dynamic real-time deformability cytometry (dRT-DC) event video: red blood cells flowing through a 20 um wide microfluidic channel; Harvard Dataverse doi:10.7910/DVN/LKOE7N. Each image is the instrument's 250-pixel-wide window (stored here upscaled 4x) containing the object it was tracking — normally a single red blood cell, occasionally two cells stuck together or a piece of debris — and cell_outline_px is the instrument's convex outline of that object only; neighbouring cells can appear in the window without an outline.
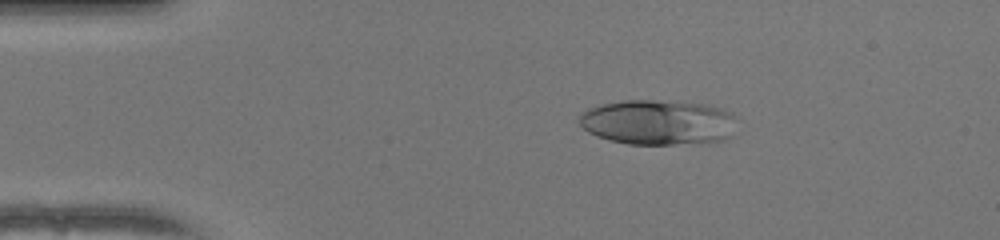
{"species": "human", "species_latin": "Homo sapiens", "temperature_condition": "warm", "stored_images_in_passage": 50, "camera_frame_rate_fps": 3000, "um_per_image_px": 0.085, "donor": {"sex": "female"}, "frame": {"image": 1, "passage_image": 9, "time_ms": 2.667, "image_size_px": [1000, 240], "cell_outline_px": [[732, 136], [724, 140], [672, 144], [628, 144], [608, 140], [596, 136], [588, 132], [580, 124], [580, 116], [588, 108], [600, 104], [624, 100], [652, 100], [708, 104], [732, 112]], "centroid_in_image_um": [55.89, 10.39], "position_along_channel_um": 29.1, "area_um2": 41.15}}
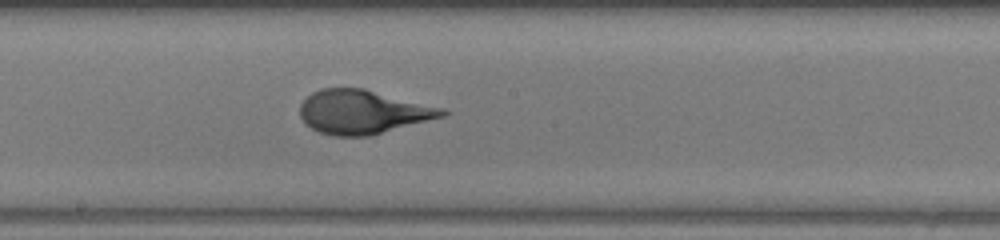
{"frame": {"image": 2, "passage_image": 27, "time_ms": 8.667, "image_size_px": [1000, 240], "cell_outline_px": [[448, 112], [444, 116], [368, 136], [332, 136], [320, 132], [304, 124], [300, 116], [300, 104], [312, 92], [320, 88], [364, 88], [444, 108]], "centroid_in_image_um": [30.81, 9.51], "position_along_channel_um": 217.4, "area_um2": 36.24}}
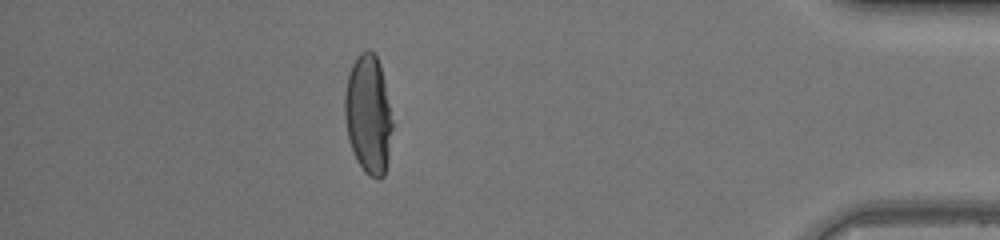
{"frame": {"image": 3, "passage_image": 44, "time_ms": 14.333, "image_size_px": [1000, 240], "cell_outline_px": [[392, 128], [388, 160], [384, 176], [380, 180], [376, 180], [368, 176], [364, 172], [356, 160], [348, 136], [344, 116], [344, 96], [348, 72], [356, 56], [360, 52], [368, 48], [376, 56], [380, 64], [384, 80], [392, 120]], "centroid_in_image_um": [31.3, 9.74], "position_along_channel_um": 403.9, "area_um2": 33.29}, "authors_computed_cell_mechanics": {"area_um2": 36.7897, "velocity_mm_per_s": 4.1197, "shape_relaxation_time_tau1_ms": 6.7906, "shape_relaxation_time_tau2_ms": null, "deformation_change_tau1": 0.3045, "deformation_change_tau2": null}}